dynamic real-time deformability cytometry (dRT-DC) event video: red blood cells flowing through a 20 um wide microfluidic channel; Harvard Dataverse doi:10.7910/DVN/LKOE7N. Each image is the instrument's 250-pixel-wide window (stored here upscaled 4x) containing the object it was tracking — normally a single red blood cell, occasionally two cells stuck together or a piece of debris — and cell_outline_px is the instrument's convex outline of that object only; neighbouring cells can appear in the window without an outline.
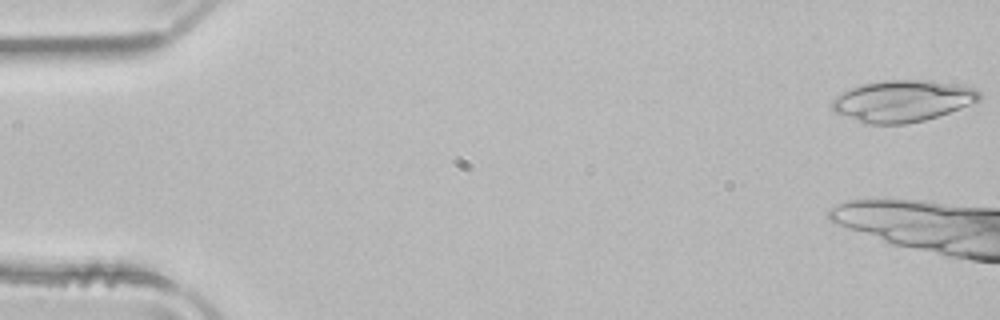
{"species": "common noctule bat (a hibernating species)", "species_latin": "Nyctalus noctula", "temperature_condition": "room temperature", "stored_images_in_passage": 12, "camera_frame_rate_fps": 3000, "um_per_image_px": 0.085, "animal": {"sex": "male", "body_mass_g": 21.5, "forearm_length_mm": 52.0}, "frame": {"image": 1, "passage_image": 1, "time_ms": 0.0, "image_size_px": [1000, 320], "cell_outline_px": [[980, 100], [960, 108], [924, 120], [904, 124], [864, 124], [836, 112], [832, 108], [832, 100], [836, 96], [852, 88], [864, 84], [884, 80], [928, 80], [976, 88], [980, 92]], "centroid_in_image_um": [76.71, 8.59], "position_along_channel_um": 8.3, "area_um2": 35.26}}